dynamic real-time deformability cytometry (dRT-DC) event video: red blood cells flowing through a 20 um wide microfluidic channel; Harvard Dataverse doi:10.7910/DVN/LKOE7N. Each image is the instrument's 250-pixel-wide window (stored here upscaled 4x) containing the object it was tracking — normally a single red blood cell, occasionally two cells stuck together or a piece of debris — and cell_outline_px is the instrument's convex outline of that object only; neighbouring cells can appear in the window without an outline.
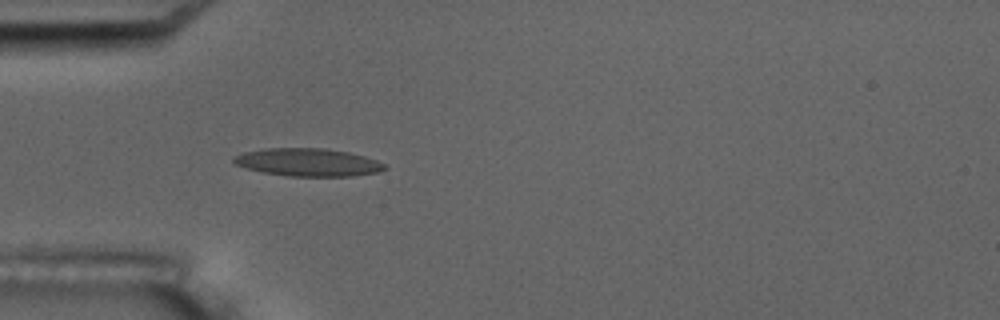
{"species": "common noctule bat (a hibernating species)", "species_latin": "Nyctalus noctula", "temperature_condition": "room temperature", "stored_images_in_passage": 4, "camera_frame_rate_fps": 3000, "um_per_image_px": 0.085, "animal": {"sex": "male", "body_mass_g": 17.5, "forearm_length_mm": 52.3}, "frame": {"image": 1, "passage_image": 4, "time_ms": 4.0, "image_size_px": [1000, 320], "cell_outline_px": [[388, 168], [380, 172], [352, 176], [288, 176], [264, 172], [248, 168], [236, 164], [232, 160], [232, 156], [244, 152], [264, 148], [324, 148], [348, 152], [364, 156], [388, 164]], "centroid_in_image_um": [26.22, 13.79], "position_along_channel_um": 58.8, "area_um2": 24.57}}